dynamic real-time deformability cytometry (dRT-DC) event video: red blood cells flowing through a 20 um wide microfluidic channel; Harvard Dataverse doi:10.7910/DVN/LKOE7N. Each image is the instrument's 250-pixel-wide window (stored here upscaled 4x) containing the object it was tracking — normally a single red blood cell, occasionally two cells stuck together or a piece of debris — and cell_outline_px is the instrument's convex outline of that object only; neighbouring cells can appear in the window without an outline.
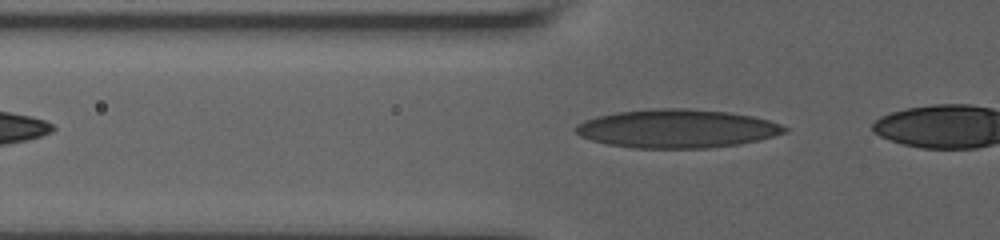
{"species": "human", "species_latin": "Homo sapiens", "temperature_condition": "room temperature", "stored_images_in_passage": 5, "camera_frame_rate_fps": 3000, "um_per_image_px": 0.085, "donor": {"sex": "male"}, "frame": {"image": 1, "passage_image": 3, "time_ms": 0.667, "image_size_px": [1000, 240], "cell_outline_px": [[788, 132], [760, 140], [740, 144], [708, 148], [636, 148], [608, 144], [592, 140], [580, 136], [576, 132], [576, 124], [584, 120], [596, 116], [616, 112], [652, 108], [688, 108], [728, 112], [752, 116], [768, 120], [780, 124], [788, 128]], "centroid_in_image_um": [57.55, 10.93], "position_along_channel_um": 68.2, "area_um2": 47.05}}